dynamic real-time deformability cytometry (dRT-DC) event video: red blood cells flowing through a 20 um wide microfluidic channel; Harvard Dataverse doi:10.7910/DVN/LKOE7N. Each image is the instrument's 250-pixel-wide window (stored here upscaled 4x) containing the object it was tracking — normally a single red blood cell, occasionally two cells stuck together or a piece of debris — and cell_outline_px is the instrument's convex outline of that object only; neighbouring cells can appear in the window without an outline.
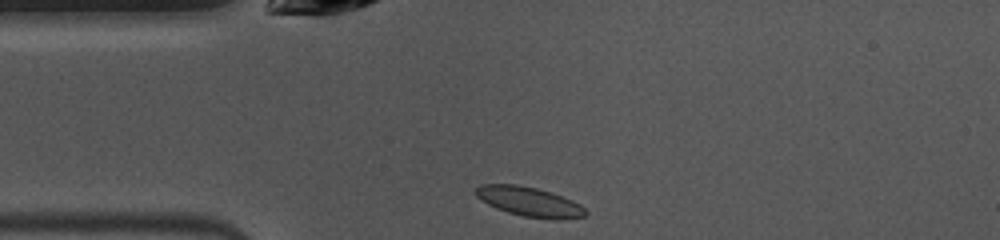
{"species": "common noctule bat (a hibernating species)", "species_latin": "Nyctalus noctula", "temperature_condition": "warm", "stored_images_in_passage": 39, "camera_frame_rate_fps": 3000, "um_per_image_px": 0.085, "animal": {"sex": "female", "body_mass_g": 10.0, "forearm_length_mm": 53.1}, "frame": {"image": 1, "passage_image": 1, "time_ms": 0.0, "image_size_px": [1000, 240], "cell_outline_px": [[588, 212], [584, 216], [560, 220], [548, 220], [524, 216], [508, 212], [496, 208], [480, 200], [472, 192], [480, 184], [516, 184], [536, 188], [552, 192], [572, 200], [580, 204]], "centroid_in_image_um": [44.98, 17.15], "position_along_channel_um": 40.0, "area_um2": 19.13}}
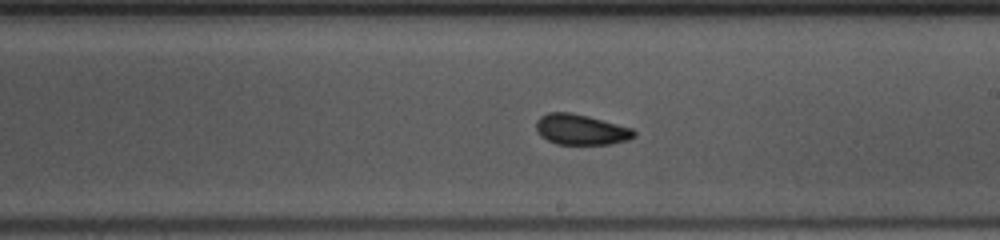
{"frame": {"image": 2, "passage_image": 17, "time_ms": 5.333, "image_size_px": [1000, 240], "cell_outline_px": [[636, 136], [628, 140], [612, 144], [556, 144], [540, 136], [536, 132], [536, 120], [540, 116], [548, 112], [572, 112], [588, 116], [632, 128], [636, 132]], "centroid_in_image_um": [49.36, 11.01], "position_along_channel_um": 239.6, "area_um2": 17.57}}
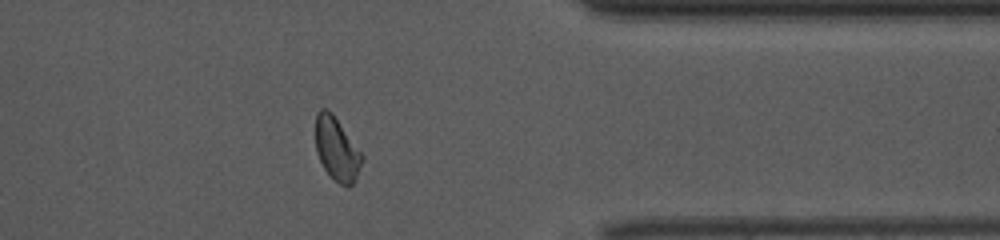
{"frame": {"image": 3, "passage_image": 29, "time_ms": 9.333, "image_size_px": [1000, 240], "cell_outline_px": [[364, 160], [356, 180], [348, 188], [332, 180], [324, 168], [316, 152], [316, 112], [320, 108], [328, 108], [332, 112], [364, 156]], "centroid_in_image_um": [28.64, 12.69], "position_along_channel_um": 382.8, "area_um2": 17.46}, "authors_computed_cell_mechanics": {"area_um2": 17.629, "velocity_mm_per_s": 3.983, "shape_relaxation_time_tau1_ms": 2.883, "shape_relaxation_time_tau2_ms": 1.832, "deformation_change_tau1": 0.1082, "deformation_change_tau2": 0.0561}}